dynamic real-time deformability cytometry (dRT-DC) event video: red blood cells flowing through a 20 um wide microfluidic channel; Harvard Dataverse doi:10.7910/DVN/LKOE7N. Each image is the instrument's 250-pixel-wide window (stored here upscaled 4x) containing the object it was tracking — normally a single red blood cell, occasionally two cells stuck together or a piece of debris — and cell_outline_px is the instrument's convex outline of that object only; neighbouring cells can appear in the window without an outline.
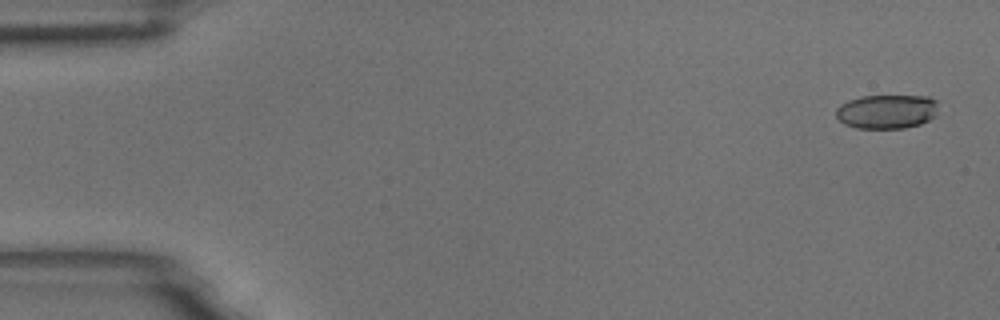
{"species": "common noctule bat (a hibernating species)", "species_latin": "Nyctalus noctula", "temperature_condition": "room temperature", "stored_images_in_passage": 6, "camera_frame_rate_fps": 3000, "um_per_image_px": 0.085, "animal": {"sex": "male", "body_mass_g": 18.8}, "frame": {"image": 1, "passage_image": 1, "time_ms": 0.0, "image_size_px": [1000, 320], "cell_outline_px": [[936, 116], [920, 124], [904, 128], [856, 128], [844, 124], [836, 116], [836, 108], [840, 104], [848, 100], [860, 96], [928, 96], [936, 100]], "centroid_in_image_um": [75.35, 9.48], "position_along_channel_um": 9.6, "area_um2": 20.4}}
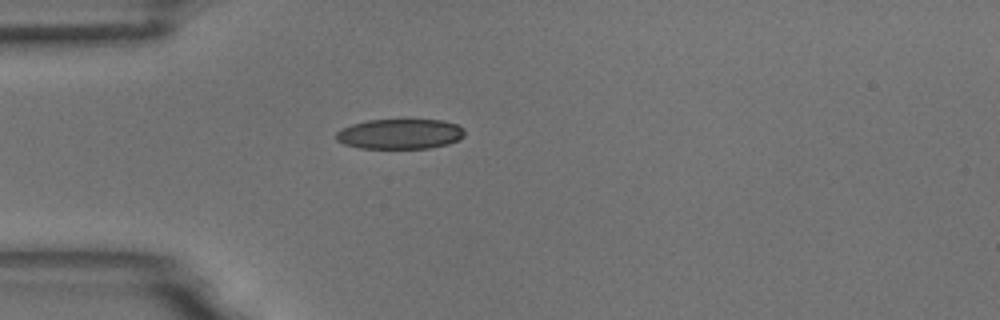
{"frame": {"image": 2, "passage_image": 5, "time_ms": 1.333, "image_size_px": [1000, 320], "cell_outline_px": [[464, 136], [460, 140], [448, 144], [428, 148], [360, 148], [344, 144], [336, 140], [336, 132], [352, 124], [368, 120], [440, 120], [456, 124], [464, 128]], "centroid_in_image_um": [34.02, 11.39], "position_along_channel_um": 51.0, "area_um2": 22.48}}